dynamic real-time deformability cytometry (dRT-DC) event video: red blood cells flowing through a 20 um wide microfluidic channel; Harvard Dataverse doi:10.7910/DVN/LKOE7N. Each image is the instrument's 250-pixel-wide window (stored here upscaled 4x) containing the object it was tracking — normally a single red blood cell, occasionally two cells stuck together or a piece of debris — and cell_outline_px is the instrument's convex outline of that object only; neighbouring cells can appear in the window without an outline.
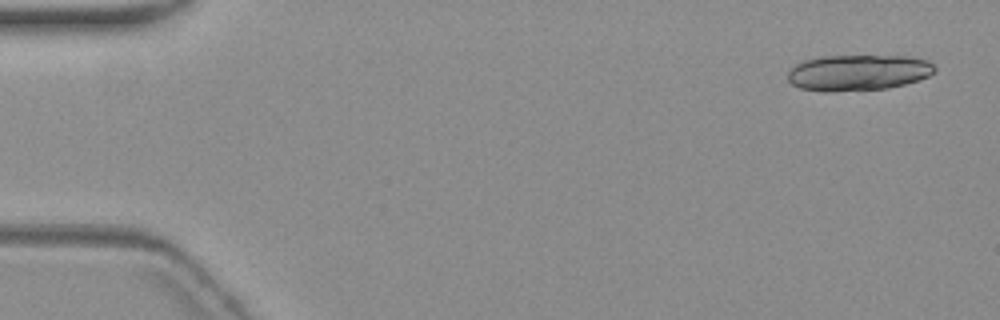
{"species": "common noctule bat (a hibernating species)", "species_latin": "Nyctalus noctula", "temperature_condition": "warm", "stored_images_in_passage": 5, "camera_frame_rate_fps": 3000, "um_per_image_px": 0.085, "animal": {"sex": "female", "body_mass_g": 19.3, "forearm_length_mm": 54.1}, "frame": {"image": 1, "passage_image": 1, "time_ms": 0.0, "image_size_px": [1000, 320], "cell_outline_px": [[936, 68], [928, 76], [920, 80], [888, 88], [832, 92], [824, 92], [800, 88], [792, 84], [788, 80], [788, 72], [800, 60], [820, 56], [908, 56], [928, 60]], "centroid_in_image_um": [72.91, 6.17], "position_along_channel_um": 12.1, "area_um2": 30.98}}